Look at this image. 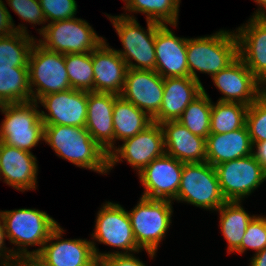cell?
<instances>
[{"instance_id": "6da1fadb", "label": "cell", "mask_w": 266, "mask_h": 266, "mask_svg": "<svg viewBox=\"0 0 266 266\" xmlns=\"http://www.w3.org/2000/svg\"><path fill=\"white\" fill-rule=\"evenodd\" d=\"M44 141L55 153L80 168L107 173L108 153L83 127L44 125Z\"/></svg>"}, {"instance_id": "7a4b0ae2", "label": "cell", "mask_w": 266, "mask_h": 266, "mask_svg": "<svg viewBox=\"0 0 266 266\" xmlns=\"http://www.w3.org/2000/svg\"><path fill=\"white\" fill-rule=\"evenodd\" d=\"M2 217L6 238L19 247L17 258L20 261L34 258L42 250L51 232L58 226V223L46 212L36 209L2 211ZM32 245L42 247L28 251L26 247Z\"/></svg>"}, {"instance_id": "3957f363", "label": "cell", "mask_w": 266, "mask_h": 266, "mask_svg": "<svg viewBox=\"0 0 266 266\" xmlns=\"http://www.w3.org/2000/svg\"><path fill=\"white\" fill-rule=\"evenodd\" d=\"M237 57L238 38L234 31L220 30L210 36L187 39L189 77L200 83L195 70L213 76Z\"/></svg>"}, {"instance_id": "277c9868", "label": "cell", "mask_w": 266, "mask_h": 266, "mask_svg": "<svg viewBox=\"0 0 266 266\" xmlns=\"http://www.w3.org/2000/svg\"><path fill=\"white\" fill-rule=\"evenodd\" d=\"M117 31L123 50H115L126 62L127 67L136 70H155V36L160 23L147 20V31L139 25L133 16L107 15ZM131 58V60H130ZM132 60L137 64H133Z\"/></svg>"}, {"instance_id": "5b68a950", "label": "cell", "mask_w": 266, "mask_h": 266, "mask_svg": "<svg viewBox=\"0 0 266 266\" xmlns=\"http://www.w3.org/2000/svg\"><path fill=\"white\" fill-rule=\"evenodd\" d=\"M171 204L170 200L141 196L137 206L128 212L135 241L140 249H145L151 259L171 224Z\"/></svg>"}, {"instance_id": "8992f818", "label": "cell", "mask_w": 266, "mask_h": 266, "mask_svg": "<svg viewBox=\"0 0 266 266\" xmlns=\"http://www.w3.org/2000/svg\"><path fill=\"white\" fill-rule=\"evenodd\" d=\"M36 101L7 104L0 127V141L8 146L31 152L40 140H44V123L37 110Z\"/></svg>"}, {"instance_id": "52a82bcc", "label": "cell", "mask_w": 266, "mask_h": 266, "mask_svg": "<svg viewBox=\"0 0 266 266\" xmlns=\"http://www.w3.org/2000/svg\"><path fill=\"white\" fill-rule=\"evenodd\" d=\"M37 30L44 39L38 44L61 54L92 52L105 40L80 18L50 22Z\"/></svg>"}, {"instance_id": "ba28073f", "label": "cell", "mask_w": 266, "mask_h": 266, "mask_svg": "<svg viewBox=\"0 0 266 266\" xmlns=\"http://www.w3.org/2000/svg\"><path fill=\"white\" fill-rule=\"evenodd\" d=\"M176 200L217 211L226 200L215 168L208 162L184 163Z\"/></svg>"}, {"instance_id": "9c48e42d", "label": "cell", "mask_w": 266, "mask_h": 266, "mask_svg": "<svg viewBox=\"0 0 266 266\" xmlns=\"http://www.w3.org/2000/svg\"><path fill=\"white\" fill-rule=\"evenodd\" d=\"M28 68L32 101L71 89L64 54L49 51L35 42L29 54ZM33 85L37 87L36 91L32 90Z\"/></svg>"}, {"instance_id": "30bf717a", "label": "cell", "mask_w": 266, "mask_h": 266, "mask_svg": "<svg viewBox=\"0 0 266 266\" xmlns=\"http://www.w3.org/2000/svg\"><path fill=\"white\" fill-rule=\"evenodd\" d=\"M95 222L93 239L125 250L123 253H95L97 260L109 255L130 254V251L139 252L141 250L135 241L128 211H125L121 205L106 202L98 212Z\"/></svg>"}, {"instance_id": "8fae6325", "label": "cell", "mask_w": 266, "mask_h": 266, "mask_svg": "<svg viewBox=\"0 0 266 266\" xmlns=\"http://www.w3.org/2000/svg\"><path fill=\"white\" fill-rule=\"evenodd\" d=\"M214 168L226 201H241L266 180V172L252 154L220 163Z\"/></svg>"}, {"instance_id": "7c38bea8", "label": "cell", "mask_w": 266, "mask_h": 266, "mask_svg": "<svg viewBox=\"0 0 266 266\" xmlns=\"http://www.w3.org/2000/svg\"><path fill=\"white\" fill-rule=\"evenodd\" d=\"M123 142L122 146L118 148L115 146L108 153V170L123 158L137 169L139 174L154 159L165 154L163 130L156 122H152L140 133Z\"/></svg>"}, {"instance_id": "4fadbf2b", "label": "cell", "mask_w": 266, "mask_h": 266, "mask_svg": "<svg viewBox=\"0 0 266 266\" xmlns=\"http://www.w3.org/2000/svg\"><path fill=\"white\" fill-rule=\"evenodd\" d=\"M63 232L64 230L58 225L51 232L42 250L34 257L42 266H98L95 253H99V250L93 241L64 240L61 238ZM49 242L51 244H48Z\"/></svg>"}, {"instance_id": "5bb4252c", "label": "cell", "mask_w": 266, "mask_h": 266, "mask_svg": "<svg viewBox=\"0 0 266 266\" xmlns=\"http://www.w3.org/2000/svg\"><path fill=\"white\" fill-rule=\"evenodd\" d=\"M48 110L40 112L44 125H64L85 128L87 121L88 91L69 89L50 93L38 99Z\"/></svg>"}, {"instance_id": "9a60e30c", "label": "cell", "mask_w": 266, "mask_h": 266, "mask_svg": "<svg viewBox=\"0 0 266 266\" xmlns=\"http://www.w3.org/2000/svg\"><path fill=\"white\" fill-rule=\"evenodd\" d=\"M184 163L167 154L154 159L140 173L145 187L143 197L175 200L178 194Z\"/></svg>"}, {"instance_id": "2e32d148", "label": "cell", "mask_w": 266, "mask_h": 266, "mask_svg": "<svg viewBox=\"0 0 266 266\" xmlns=\"http://www.w3.org/2000/svg\"><path fill=\"white\" fill-rule=\"evenodd\" d=\"M164 78L155 70L128 68L120 96L154 118L163 99Z\"/></svg>"}, {"instance_id": "e0dca14e", "label": "cell", "mask_w": 266, "mask_h": 266, "mask_svg": "<svg viewBox=\"0 0 266 266\" xmlns=\"http://www.w3.org/2000/svg\"><path fill=\"white\" fill-rule=\"evenodd\" d=\"M224 97L218 101L250 106L260 96V81L238 56L226 68L211 77Z\"/></svg>"}, {"instance_id": "ac0fdd59", "label": "cell", "mask_w": 266, "mask_h": 266, "mask_svg": "<svg viewBox=\"0 0 266 266\" xmlns=\"http://www.w3.org/2000/svg\"><path fill=\"white\" fill-rule=\"evenodd\" d=\"M155 71L162 78L189 77L187 38H180L161 24L155 36Z\"/></svg>"}, {"instance_id": "d6986e66", "label": "cell", "mask_w": 266, "mask_h": 266, "mask_svg": "<svg viewBox=\"0 0 266 266\" xmlns=\"http://www.w3.org/2000/svg\"><path fill=\"white\" fill-rule=\"evenodd\" d=\"M118 96L114 93L88 92L85 129L107 153L114 148L113 108Z\"/></svg>"}, {"instance_id": "ffe728a7", "label": "cell", "mask_w": 266, "mask_h": 266, "mask_svg": "<svg viewBox=\"0 0 266 266\" xmlns=\"http://www.w3.org/2000/svg\"><path fill=\"white\" fill-rule=\"evenodd\" d=\"M31 152L8 146L0 141V179L16 190L36 188L38 166Z\"/></svg>"}, {"instance_id": "44dd1931", "label": "cell", "mask_w": 266, "mask_h": 266, "mask_svg": "<svg viewBox=\"0 0 266 266\" xmlns=\"http://www.w3.org/2000/svg\"><path fill=\"white\" fill-rule=\"evenodd\" d=\"M105 41L92 51L94 92L120 95L128 67L121 56Z\"/></svg>"}, {"instance_id": "7402d4cb", "label": "cell", "mask_w": 266, "mask_h": 266, "mask_svg": "<svg viewBox=\"0 0 266 266\" xmlns=\"http://www.w3.org/2000/svg\"><path fill=\"white\" fill-rule=\"evenodd\" d=\"M238 56L252 74L261 81L266 77V24L258 17L250 18L248 24L236 31Z\"/></svg>"}, {"instance_id": "603a6c76", "label": "cell", "mask_w": 266, "mask_h": 266, "mask_svg": "<svg viewBox=\"0 0 266 266\" xmlns=\"http://www.w3.org/2000/svg\"><path fill=\"white\" fill-rule=\"evenodd\" d=\"M202 92V83L191 77L164 78L162 103L158 114L152 121L158 124L176 121L187 106Z\"/></svg>"}, {"instance_id": "cb8c5ba5", "label": "cell", "mask_w": 266, "mask_h": 266, "mask_svg": "<svg viewBox=\"0 0 266 266\" xmlns=\"http://www.w3.org/2000/svg\"><path fill=\"white\" fill-rule=\"evenodd\" d=\"M160 125L164 135L165 154L183 163L206 162V138L194 135L177 120L165 121Z\"/></svg>"}, {"instance_id": "d4e9b609", "label": "cell", "mask_w": 266, "mask_h": 266, "mask_svg": "<svg viewBox=\"0 0 266 266\" xmlns=\"http://www.w3.org/2000/svg\"><path fill=\"white\" fill-rule=\"evenodd\" d=\"M253 144L246 124L223 134H210L206 138V162L213 167L220 163L250 156Z\"/></svg>"}, {"instance_id": "484cf974", "label": "cell", "mask_w": 266, "mask_h": 266, "mask_svg": "<svg viewBox=\"0 0 266 266\" xmlns=\"http://www.w3.org/2000/svg\"><path fill=\"white\" fill-rule=\"evenodd\" d=\"M152 122V118L143 110L124 100L120 95L115 99L113 108L114 142L116 139L123 141L135 136Z\"/></svg>"}, {"instance_id": "4316f807", "label": "cell", "mask_w": 266, "mask_h": 266, "mask_svg": "<svg viewBox=\"0 0 266 266\" xmlns=\"http://www.w3.org/2000/svg\"><path fill=\"white\" fill-rule=\"evenodd\" d=\"M240 201H226L217 211L220 213V227L228 242V252H235L242 243L247 225L254 216H250Z\"/></svg>"}, {"instance_id": "83f0119b", "label": "cell", "mask_w": 266, "mask_h": 266, "mask_svg": "<svg viewBox=\"0 0 266 266\" xmlns=\"http://www.w3.org/2000/svg\"><path fill=\"white\" fill-rule=\"evenodd\" d=\"M0 96L7 104L32 101L29 86V68L0 69Z\"/></svg>"}, {"instance_id": "f1b7e54d", "label": "cell", "mask_w": 266, "mask_h": 266, "mask_svg": "<svg viewBox=\"0 0 266 266\" xmlns=\"http://www.w3.org/2000/svg\"><path fill=\"white\" fill-rule=\"evenodd\" d=\"M35 38L29 34L14 32L0 37V69L28 67V58Z\"/></svg>"}, {"instance_id": "f546056e", "label": "cell", "mask_w": 266, "mask_h": 266, "mask_svg": "<svg viewBox=\"0 0 266 266\" xmlns=\"http://www.w3.org/2000/svg\"><path fill=\"white\" fill-rule=\"evenodd\" d=\"M249 106L237 102L217 101L212 104L210 134H223L242 128L246 124Z\"/></svg>"}, {"instance_id": "4dcf8cb0", "label": "cell", "mask_w": 266, "mask_h": 266, "mask_svg": "<svg viewBox=\"0 0 266 266\" xmlns=\"http://www.w3.org/2000/svg\"><path fill=\"white\" fill-rule=\"evenodd\" d=\"M212 103L203 87V92L187 106L177 121L194 135L207 138L210 135Z\"/></svg>"}, {"instance_id": "1f68e13d", "label": "cell", "mask_w": 266, "mask_h": 266, "mask_svg": "<svg viewBox=\"0 0 266 266\" xmlns=\"http://www.w3.org/2000/svg\"><path fill=\"white\" fill-rule=\"evenodd\" d=\"M125 8L131 12H141L146 15V21L160 24L177 25L180 0H123Z\"/></svg>"}, {"instance_id": "d6a6232c", "label": "cell", "mask_w": 266, "mask_h": 266, "mask_svg": "<svg viewBox=\"0 0 266 266\" xmlns=\"http://www.w3.org/2000/svg\"><path fill=\"white\" fill-rule=\"evenodd\" d=\"M64 60L71 88L94 92L92 52L64 54Z\"/></svg>"}, {"instance_id": "836d02e7", "label": "cell", "mask_w": 266, "mask_h": 266, "mask_svg": "<svg viewBox=\"0 0 266 266\" xmlns=\"http://www.w3.org/2000/svg\"><path fill=\"white\" fill-rule=\"evenodd\" d=\"M246 126L252 144L266 141V100L261 96L248 107Z\"/></svg>"}, {"instance_id": "e575fe53", "label": "cell", "mask_w": 266, "mask_h": 266, "mask_svg": "<svg viewBox=\"0 0 266 266\" xmlns=\"http://www.w3.org/2000/svg\"><path fill=\"white\" fill-rule=\"evenodd\" d=\"M266 247V228L260 216H254L246 228L241 246L235 251L245 252L248 248L256 251V254Z\"/></svg>"}, {"instance_id": "d590c367", "label": "cell", "mask_w": 266, "mask_h": 266, "mask_svg": "<svg viewBox=\"0 0 266 266\" xmlns=\"http://www.w3.org/2000/svg\"><path fill=\"white\" fill-rule=\"evenodd\" d=\"M46 21L51 22L75 18L77 3L75 0H39Z\"/></svg>"}, {"instance_id": "8d00e7d4", "label": "cell", "mask_w": 266, "mask_h": 266, "mask_svg": "<svg viewBox=\"0 0 266 266\" xmlns=\"http://www.w3.org/2000/svg\"><path fill=\"white\" fill-rule=\"evenodd\" d=\"M12 10L23 20L33 24L46 22L39 0H7Z\"/></svg>"}, {"instance_id": "74e56055", "label": "cell", "mask_w": 266, "mask_h": 266, "mask_svg": "<svg viewBox=\"0 0 266 266\" xmlns=\"http://www.w3.org/2000/svg\"><path fill=\"white\" fill-rule=\"evenodd\" d=\"M16 31L28 34L25 26L23 27V25H18V27H14L10 12L4 5L3 1L0 0V37H5L6 35L13 34Z\"/></svg>"}, {"instance_id": "f35d334b", "label": "cell", "mask_w": 266, "mask_h": 266, "mask_svg": "<svg viewBox=\"0 0 266 266\" xmlns=\"http://www.w3.org/2000/svg\"><path fill=\"white\" fill-rule=\"evenodd\" d=\"M98 266H146L132 254H114L98 260Z\"/></svg>"}, {"instance_id": "ab89813d", "label": "cell", "mask_w": 266, "mask_h": 266, "mask_svg": "<svg viewBox=\"0 0 266 266\" xmlns=\"http://www.w3.org/2000/svg\"><path fill=\"white\" fill-rule=\"evenodd\" d=\"M6 238V234H5V229H4V221H3V217H2V211H0V257L4 256L5 260H1V265L5 266V265H13L16 264L18 262H21L18 258H17V251L14 249H10V250H6L7 248L5 247V243H4V239ZM7 252V253H6Z\"/></svg>"}, {"instance_id": "60d3db41", "label": "cell", "mask_w": 266, "mask_h": 266, "mask_svg": "<svg viewBox=\"0 0 266 266\" xmlns=\"http://www.w3.org/2000/svg\"><path fill=\"white\" fill-rule=\"evenodd\" d=\"M256 148V152L254 150ZM255 160L261 165L262 169L266 172V141L253 143V152Z\"/></svg>"}, {"instance_id": "b9f144b4", "label": "cell", "mask_w": 266, "mask_h": 266, "mask_svg": "<svg viewBox=\"0 0 266 266\" xmlns=\"http://www.w3.org/2000/svg\"><path fill=\"white\" fill-rule=\"evenodd\" d=\"M250 266H266V247L252 257Z\"/></svg>"}, {"instance_id": "7bdbcfd3", "label": "cell", "mask_w": 266, "mask_h": 266, "mask_svg": "<svg viewBox=\"0 0 266 266\" xmlns=\"http://www.w3.org/2000/svg\"><path fill=\"white\" fill-rule=\"evenodd\" d=\"M261 8H259L256 13L253 15V17H258L262 12L266 10V0H254ZM262 7H265L262 9Z\"/></svg>"}, {"instance_id": "ee69618b", "label": "cell", "mask_w": 266, "mask_h": 266, "mask_svg": "<svg viewBox=\"0 0 266 266\" xmlns=\"http://www.w3.org/2000/svg\"><path fill=\"white\" fill-rule=\"evenodd\" d=\"M22 266H42L35 258L22 261Z\"/></svg>"}, {"instance_id": "f6af8a7d", "label": "cell", "mask_w": 266, "mask_h": 266, "mask_svg": "<svg viewBox=\"0 0 266 266\" xmlns=\"http://www.w3.org/2000/svg\"><path fill=\"white\" fill-rule=\"evenodd\" d=\"M262 85H265V87H263ZM263 87V88H262ZM260 96L266 100V77L263 78L261 81H260Z\"/></svg>"}, {"instance_id": "bcb514c9", "label": "cell", "mask_w": 266, "mask_h": 266, "mask_svg": "<svg viewBox=\"0 0 266 266\" xmlns=\"http://www.w3.org/2000/svg\"><path fill=\"white\" fill-rule=\"evenodd\" d=\"M258 18L266 24V11L262 12V14L258 16Z\"/></svg>"}, {"instance_id": "7dc6e473", "label": "cell", "mask_w": 266, "mask_h": 266, "mask_svg": "<svg viewBox=\"0 0 266 266\" xmlns=\"http://www.w3.org/2000/svg\"><path fill=\"white\" fill-rule=\"evenodd\" d=\"M6 105H7V103L0 96V109L2 110Z\"/></svg>"}, {"instance_id": "c3c4849f", "label": "cell", "mask_w": 266, "mask_h": 266, "mask_svg": "<svg viewBox=\"0 0 266 266\" xmlns=\"http://www.w3.org/2000/svg\"><path fill=\"white\" fill-rule=\"evenodd\" d=\"M5 266H22V261L21 262H18L16 264H13V265H5Z\"/></svg>"}, {"instance_id": "681fc988", "label": "cell", "mask_w": 266, "mask_h": 266, "mask_svg": "<svg viewBox=\"0 0 266 266\" xmlns=\"http://www.w3.org/2000/svg\"><path fill=\"white\" fill-rule=\"evenodd\" d=\"M263 219V222L265 224V228H266V217L260 216Z\"/></svg>"}]
</instances>
